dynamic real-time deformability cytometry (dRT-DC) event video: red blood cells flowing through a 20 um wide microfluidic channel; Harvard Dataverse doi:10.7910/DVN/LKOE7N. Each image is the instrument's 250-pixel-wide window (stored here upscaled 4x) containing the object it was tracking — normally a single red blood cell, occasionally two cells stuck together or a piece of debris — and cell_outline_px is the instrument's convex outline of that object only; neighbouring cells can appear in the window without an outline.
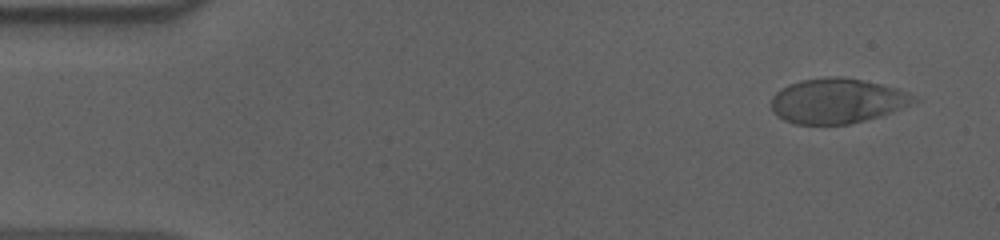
{"species": "human", "species_latin": "Homo sapiens", "temperature_condition": "cold", "stored_images_in_passage": 55, "camera_frame_rate_fps": 3000, "um_per_image_px": 0.085, "donor": {"sex": "male"}, "frame": {"image": 1, "passage_image": 3, "time_ms": 0.667, "image_size_px": [1000, 240], "cell_outline_px": [[920, 100], [888, 112], [864, 120], [848, 124], [796, 124], [784, 120], [776, 116], [772, 112], [772, 96], [780, 88], [788, 84], [800, 80], [824, 76], [836, 76], [860, 80], [880, 84], [896, 88]], "centroid_in_image_um": [71.05, 8.56], "position_along_channel_um": 13.9, "area_um2": 36.88}}
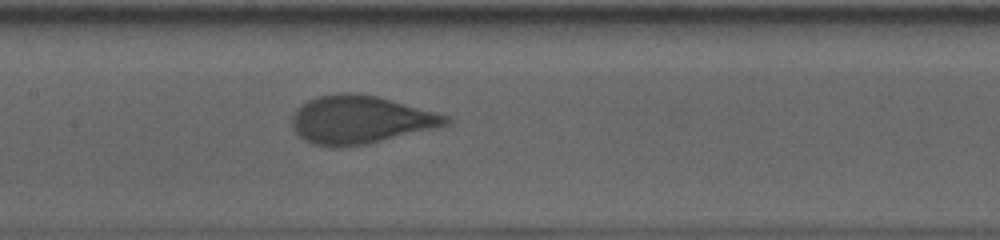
{"frame": {"image": 2, "passage_image": 26, "time_ms": 8.333, "image_size_px": [1000, 240], "cell_outline_px": [[452, 120], [448, 124], [436, 128], [368, 144], [340, 148], [332, 148], [312, 144], [304, 140], [292, 128], [292, 116], [296, 108], [308, 100], [320, 96], [344, 92], [352, 92], [376, 96], [436, 112], [448, 116]], "centroid_in_image_um": [30.6, 10.2], "position_along_channel_um": 176.8, "area_um2": 43.23}}
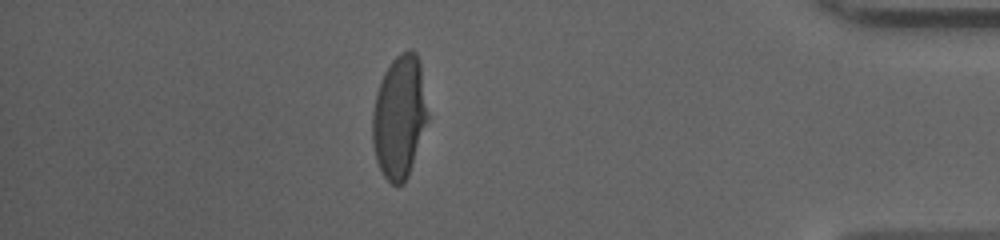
{"frame": {"image": 3, "passage_image": 48, "time_ms": 15.667, "image_size_px": [1000, 240], "cell_outline_px": [[428, 120], [408, 176], [404, 184], [396, 188], [384, 176], [376, 160], [372, 144], [372, 112], [376, 92], [380, 80], [384, 72], [392, 60], [400, 52], [408, 48], [412, 48], [416, 52], [420, 60], [428, 112]], "centroid_in_image_um": [33.94, 9.91], "position_along_channel_um": 401.3, "area_um2": 40.23}, "authors_computed_cell_mechanics": {"area_um2": 41.4426, "velocity_mm_per_s": 3.6209, "shape_relaxation_time_tau1_ms": 4.3944, "shape_relaxation_time_tau2_ms": null, "deformation_change_tau1": 0.1783, "deformation_change_tau2": null}}